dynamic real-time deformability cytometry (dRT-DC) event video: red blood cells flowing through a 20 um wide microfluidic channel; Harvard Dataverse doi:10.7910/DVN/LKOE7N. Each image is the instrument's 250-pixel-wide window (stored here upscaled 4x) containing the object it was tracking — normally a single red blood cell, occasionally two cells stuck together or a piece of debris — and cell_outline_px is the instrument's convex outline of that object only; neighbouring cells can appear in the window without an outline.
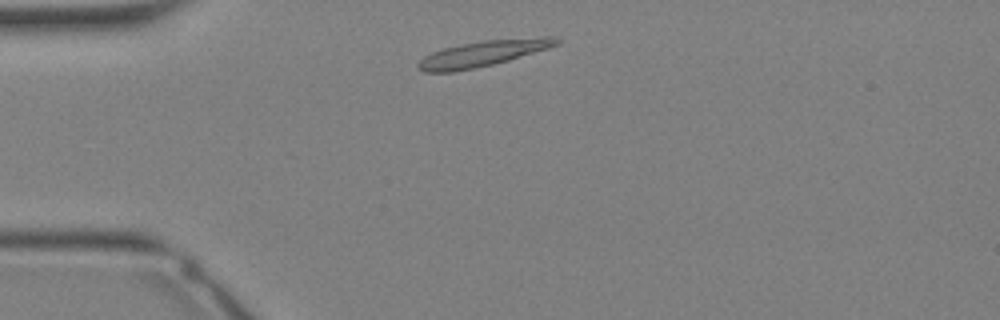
{"species": "Egyptian fruit bat (a non-hibernating species)", "species_latin": "Rousettus aegyptiacus", "temperature_condition": "warm", "stored_images_in_passage": 28, "camera_frame_rate_fps": 3000, "um_per_image_px": 0.085, "animal": {"sex": "female"}, "frame": {"image": 1, "passage_image": 2, "time_ms": 0.333, "image_size_px": [1000, 320], "cell_outline_px": [[560, 44], [548, 48], [508, 60], [476, 68], [456, 72], [424, 72], [416, 64], [424, 56], [432, 52], [444, 48], [460, 44], [484, 40], [540, 36], [556, 36], [560, 40]], "centroid_in_image_um": [41.09, 4.53], "position_along_channel_um": 43.9, "area_um2": 20.92}}
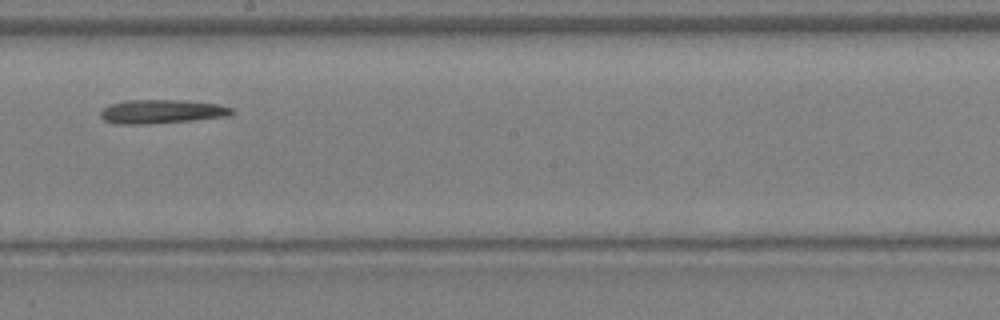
{"frame": {"image": 2, "passage_image": 13, "time_ms": 4.0, "image_size_px": [1000, 320], "cell_outline_px": [[232, 112], [228, 116], [192, 120], [148, 124], [112, 124], [104, 120], [100, 116], [100, 112], [108, 104], [124, 100], [176, 100], [216, 104], [232, 108]], "centroid_in_image_um": [13.64, 9.49], "position_along_channel_um": 234.6, "area_um2": 18.15}}
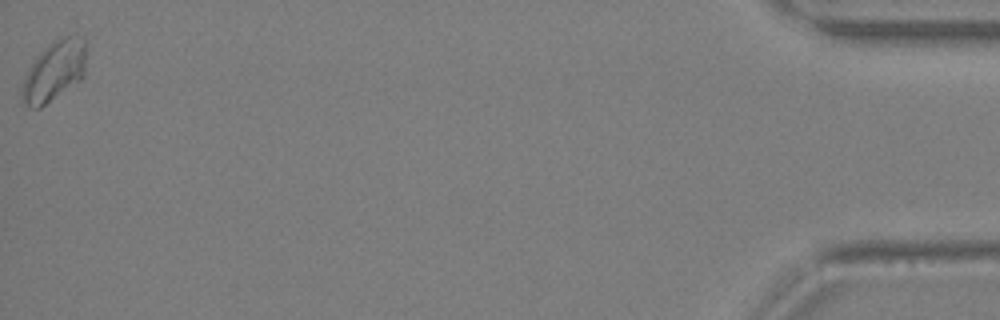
{"frame": {"image": 3, "passage_image": 28, "time_ms": 9.0, "image_size_px": [1000, 320], "cell_outline_px": [[88, 48], [84, 76], [80, 80], [40, 108], [28, 108], [20, 100], [20, 92], [24, 76], [28, 68], [36, 56], [52, 40], [60, 36], [68, 36], [84, 40], [88, 44]], "centroid_in_image_um": [4.59, 6.04], "position_along_channel_um": 430.6, "area_um2": 23.06}}